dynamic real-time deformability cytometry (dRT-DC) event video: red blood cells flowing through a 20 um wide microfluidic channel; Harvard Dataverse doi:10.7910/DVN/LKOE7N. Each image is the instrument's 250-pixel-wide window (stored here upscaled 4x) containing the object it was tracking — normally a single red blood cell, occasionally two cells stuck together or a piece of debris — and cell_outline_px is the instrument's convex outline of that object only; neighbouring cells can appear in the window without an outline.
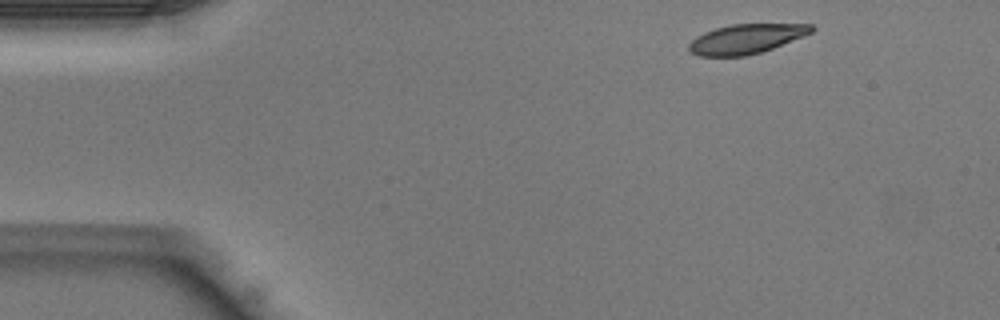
{"species": "Egyptian fruit bat (a non-hibernating species)", "species_latin": "Rousettus aegyptiacus", "temperature_condition": "warm", "stored_images_in_passage": 38, "camera_frame_rate_fps": 3000, "um_per_image_px": 0.085, "animal": {"sex": "male"}, "frame": {"image": 1, "passage_image": 1, "time_ms": 0.0, "image_size_px": [1000, 320], "cell_outline_px": [[816, 28], [812, 32], [804, 36], [772, 48], [760, 52], [744, 56], [700, 56], [692, 52], [688, 48], [688, 44], [696, 36], [704, 32], [716, 28], [732, 24], [812, 24]], "centroid_in_image_um": [63.43, 3.3], "position_along_channel_um": 21.6, "area_um2": 20.98}}
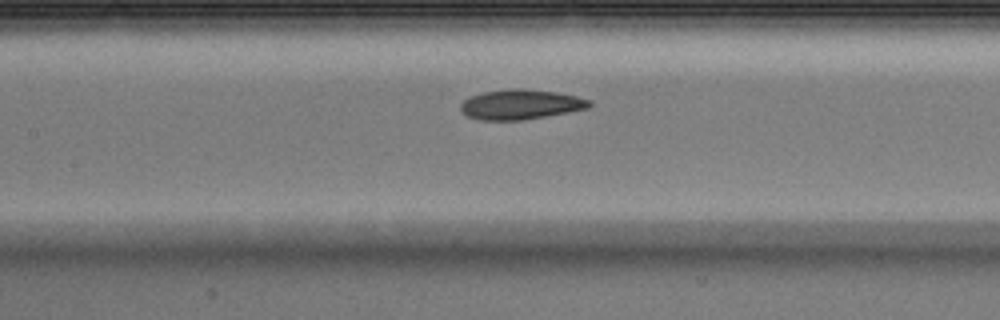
{"frame": {"image": 2, "passage_image": 15, "time_ms": 4.667, "image_size_px": [1000, 320], "cell_outline_px": [[592, 104], [588, 108], [568, 112], [524, 120], [480, 120], [468, 116], [460, 112], [460, 104], [464, 100], [472, 96], [484, 92], [512, 88], [516, 88], [556, 92], [576, 96], [592, 100]], "centroid_in_image_um": [44.25, 8.88], "position_along_channel_um": 163.1, "area_um2": 22.37}}
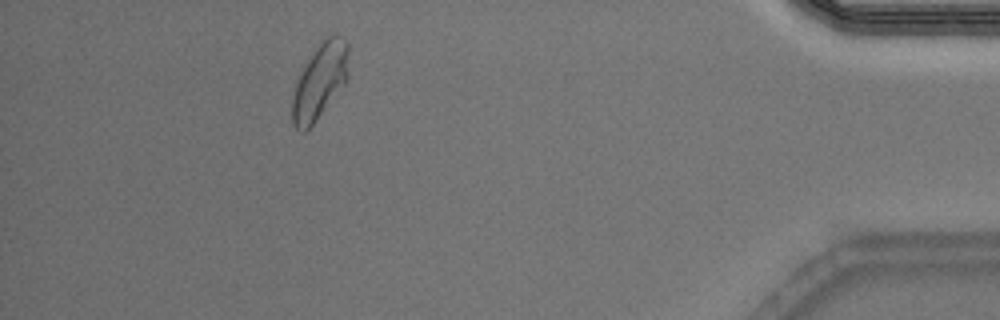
{"frame": {"image": 3, "passage_image": 34, "time_ms": 11.0, "image_size_px": [1000, 320], "cell_outline_px": [[348, 76], [344, 84], [312, 124], [304, 132], [300, 132], [292, 124], [292, 100], [296, 80], [308, 60], [316, 48], [328, 36], [336, 36], [344, 40], [348, 44]], "centroid_in_image_um": [27.16, 6.93], "position_along_channel_um": 408.0, "area_um2": 24.04}}